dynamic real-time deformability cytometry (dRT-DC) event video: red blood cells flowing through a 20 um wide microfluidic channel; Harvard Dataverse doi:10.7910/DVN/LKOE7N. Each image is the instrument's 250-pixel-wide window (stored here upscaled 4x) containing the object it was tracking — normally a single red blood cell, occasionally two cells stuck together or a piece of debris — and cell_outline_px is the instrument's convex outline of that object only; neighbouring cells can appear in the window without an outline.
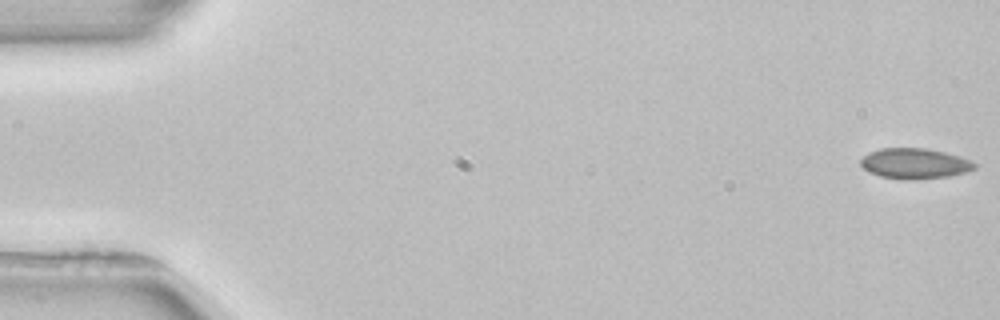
{"species": "common noctule bat (a hibernating species)", "species_latin": "Nyctalus noctula", "temperature_condition": "room temperature", "stored_images_in_passage": 4, "camera_frame_rate_fps": 3000, "um_per_image_px": 0.085, "animal": {"sex": "female", "body_mass_g": 22.7, "forearm_length_mm": 54.2}, "frame": {"image": 1, "passage_image": 1, "time_ms": 0.0, "image_size_px": [1000, 320], "cell_outline_px": [[976, 168], [968, 172], [948, 176], [916, 180], [900, 180], [880, 176], [868, 172], [860, 164], [860, 160], [864, 156], [880, 148], [924, 148], [944, 152], [960, 156], [972, 160], [976, 164]], "centroid_in_image_um": [77.77, 13.91], "position_along_channel_um": 7.2, "area_um2": 20.4}}
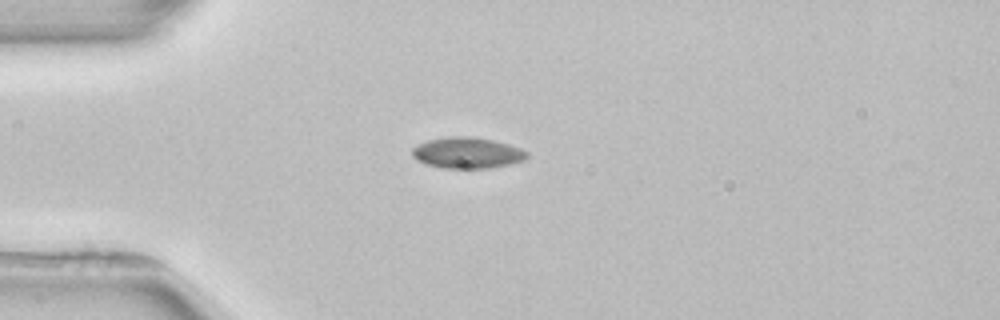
{"frame": {"image": 2, "passage_image": 4, "time_ms": 4.333, "image_size_px": [1000, 320], "cell_outline_px": [[528, 156], [524, 160], [508, 164], [488, 168], [440, 168], [424, 164], [416, 160], [412, 156], [412, 148], [428, 140], [448, 136], [468, 136], [492, 140], [508, 144], [520, 148], [528, 152]], "centroid_in_image_um": [39.68, 13.0], "position_along_channel_um": 45.3, "area_um2": 20.75}}